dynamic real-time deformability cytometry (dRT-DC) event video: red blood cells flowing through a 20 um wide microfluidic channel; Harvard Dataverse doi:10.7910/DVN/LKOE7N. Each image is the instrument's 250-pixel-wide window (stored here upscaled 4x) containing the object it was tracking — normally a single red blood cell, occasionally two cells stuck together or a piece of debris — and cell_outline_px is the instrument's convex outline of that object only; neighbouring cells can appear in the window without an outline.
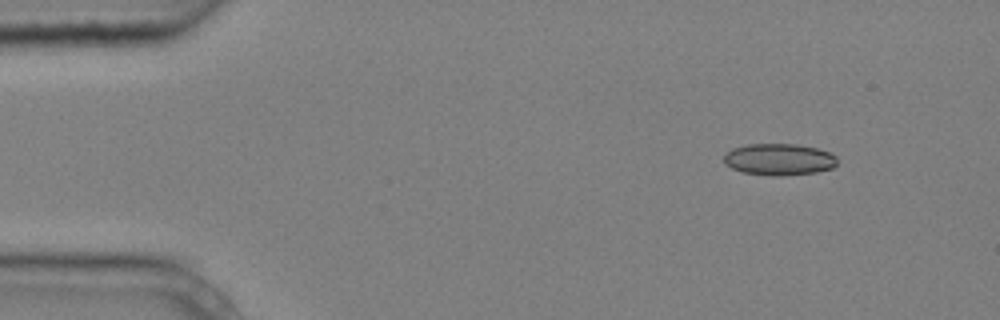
{"species": "common noctule bat (a hibernating species)", "species_latin": "Nyctalus noctula", "temperature_condition": "cold", "stored_images_in_passage": 5, "segment_of_instrument_passage": [1, 2], "camera_frame_rate_fps": 3000, "um_per_image_px": 0.085, "animal": {"sex": "male", "body_mass_g": 20.4}, "frame": {"image": 1, "passage_image": 1, "time_ms": 0.0, "image_size_px": [1000, 320], "cell_outline_px": [[836, 164], [832, 168], [816, 172], [780, 176], [772, 176], [740, 172], [732, 168], [724, 160], [724, 156], [732, 148], [744, 144], [796, 144], [816, 148], [828, 152], [836, 156]], "centroid_in_image_um": [66.21, 13.55], "position_along_channel_um": 18.8, "area_um2": 20.87}}
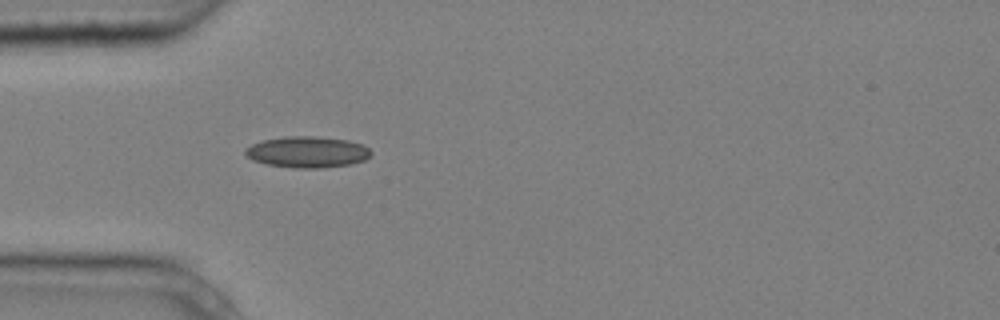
{"frame": {"image": 2, "passage_image": 4, "time_ms": 1.0, "image_size_px": [1000, 320], "cell_outline_px": [[372, 152], [364, 160], [352, 164], [320, 168], [292, 168], [268, 164], [252, 160], [244, 152], [244, 148], [252, 144], [264, 140], [288, 136], [312, 136], [348, 140], [364, 144]], "centroid_in_image_um": [26.13, 12.92], "position_along_channel_um": 58.9, "area_um2": 22.83}}